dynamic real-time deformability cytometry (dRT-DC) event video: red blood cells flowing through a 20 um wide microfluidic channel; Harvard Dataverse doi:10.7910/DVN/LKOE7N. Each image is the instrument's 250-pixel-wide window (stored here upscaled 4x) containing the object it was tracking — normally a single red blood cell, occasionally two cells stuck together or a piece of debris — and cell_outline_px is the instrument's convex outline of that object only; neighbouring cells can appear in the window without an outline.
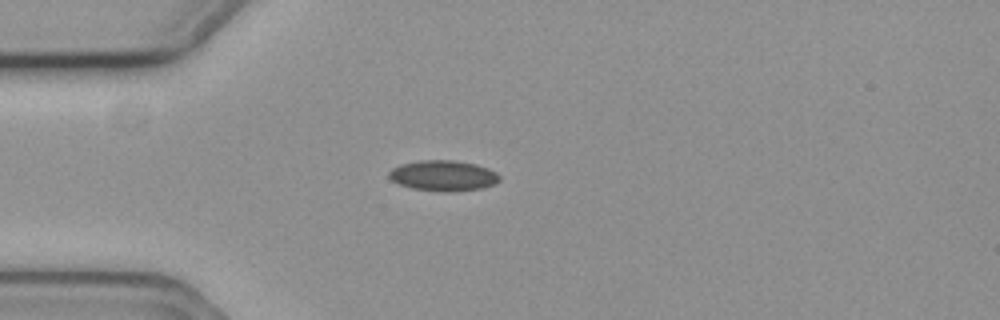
{"species": "common noctule bat (a hibernating species)", "species_latin": "Nyctalus noctula", "temperature_condition": "cold", "stored_images_in_passage": 2, "camera_frame_rate_fps": 3000, "um_per_image_px": 0.085, "animal": {"sex": "female", "body_mass_g": 19.3, "forearm_length_mm": 54.1}, "frame": {"image": 1, "passage_image": 2, "time_ms": 0.333, "image_size_px": [1000, 320], "cell_outline_px": [[500, 180], [492, 184], [480, 188], [448, 192], [440, 192], [412, 188], [400, 184], [392, 180], [388, 176], [388, 172], [392, 168], [400, 164], [420, 160], [452, 160], [476, 164], [488, 168], [496, 172], [500, 176]], "centroid_in_image_um": [37.65, 14.92], "position_along_channel_um": 47.3, "area_um2": 19.65}}